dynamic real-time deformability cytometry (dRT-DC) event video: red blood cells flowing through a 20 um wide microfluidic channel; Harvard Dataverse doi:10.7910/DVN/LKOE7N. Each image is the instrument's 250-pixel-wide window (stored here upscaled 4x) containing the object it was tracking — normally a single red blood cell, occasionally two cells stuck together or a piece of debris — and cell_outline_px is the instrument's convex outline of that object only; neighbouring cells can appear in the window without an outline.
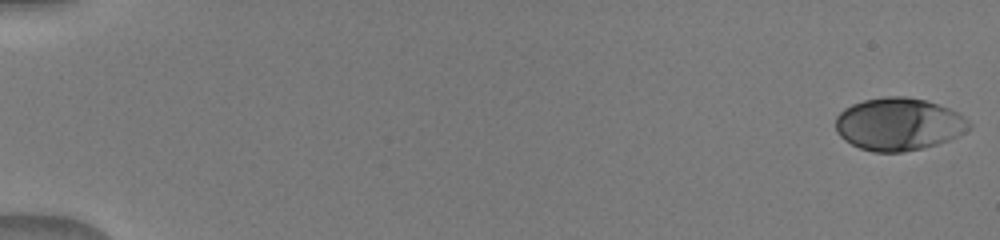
{"species": "human", "species_latin": "Homo sapiens", "temperature_condition": "warm", "stored_images_in_passage": 51, "camera_frame_rate_fps": 3000, "um_per_image_px": 0.085, "donor": {"sex": "male"}, "frame": {"image": 1, "passage_image": 1, "time_ms": 0.0, "image_size_px": [1000, 240], "cell_outline_px": [[972, 128], [948, 140], [924, 148], [900, 152], [872, 152], [860, 148], [844, 140], [836, 132], [836, 116], [844, 108], [852, 104], [864, 100], [884, 96], [904, 96], [924, 100], [948, 108], [956, 112], [968, 120], [972, 124]], "centroid_in_image_um": [76.36, 10.55], "position_along_channel_um": 8.6, "area_um2": 40.86}}
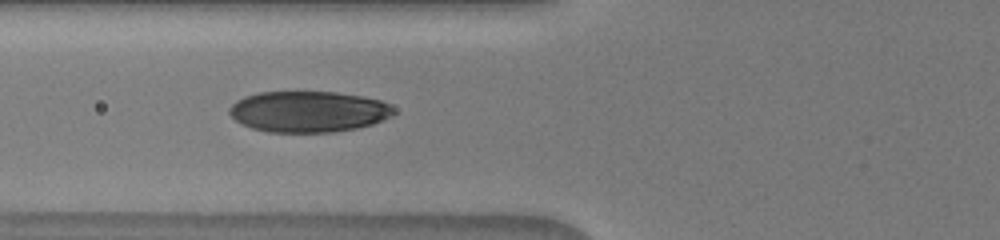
{"frame": {"image": 2, "passage_image": 21, "time_ms": 6.667, "image_size_px": [1000, 240], "cell_outline_px": [[396, 112], [392, 116], [372, 124], [356, 128], [332, 132], [268, 132], [252, 128], [240, 124], [228, 112], [228, 108], [236, 100], [244, 96], [260, 92], [336, 92], [360, 96], [380, 100], [388, 104]], "centroid_in_image_um": [26.18, 9.49], "position_along_channel_um": 99.6, "area_um2": 39.3}}
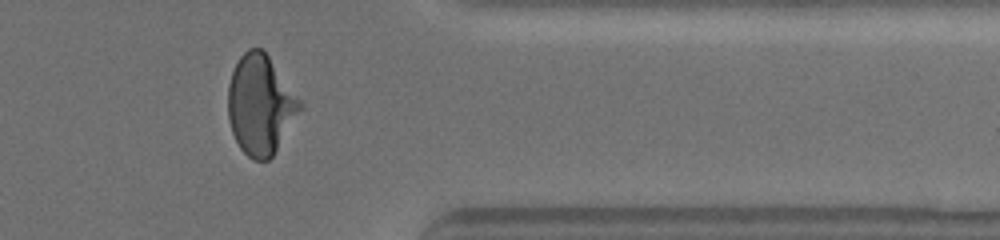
{"frame": {"image": 3, "passage_image": 43, "time_ms": 14.0, "image_size_px": [1000, 240], "cell_outline_px": [[304, 104], [272, 156], [268, 160], [252, 160], [240, 148], [232, 132], [228, 120], [228, 84], [232, 72], [240, 56], [248, 48], [264, 48]], "centroid_in_image_um": [22.13, 8.87], "position_along_channel_um": 389.3, "area_um2": 41.73}}